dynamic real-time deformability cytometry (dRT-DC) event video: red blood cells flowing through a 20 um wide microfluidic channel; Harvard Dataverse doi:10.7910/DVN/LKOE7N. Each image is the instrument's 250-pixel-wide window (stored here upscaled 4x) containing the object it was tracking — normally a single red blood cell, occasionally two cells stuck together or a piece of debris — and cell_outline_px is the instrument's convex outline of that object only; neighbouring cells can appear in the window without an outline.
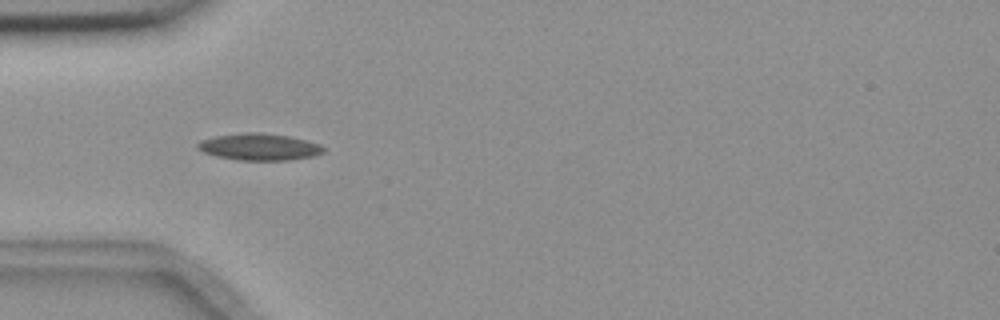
{"species": "common noctule bat (a hibernating species)", "species_latin": "Nyctalus noctula", "temperature_condition": "room temperature", "stored_images_in_passage": 9, "camera_frame_rate_fps": 3000, "um_per_image_px": 0.085, "animal": {"sex": "female", "body_mass_g": 18.4}, "frame": {"image": 1, "passage_image": 4, "time_ms": 4.333, "image_size_px": [1000, 320], "cell_outline_px": [[324, 152], [312, 156], [288, 160], [236, 160], [216, 156], [204, 152], [196, 148], [196, 144], [200, 140], [216, 136], [244, 132], [260, 132], [288, 136], [320, 144], [324, 148]], "centroid_in_image_um": [22.0, 12.48], "position_along_channel_um": 63.0, "area_um2": 19.59}}
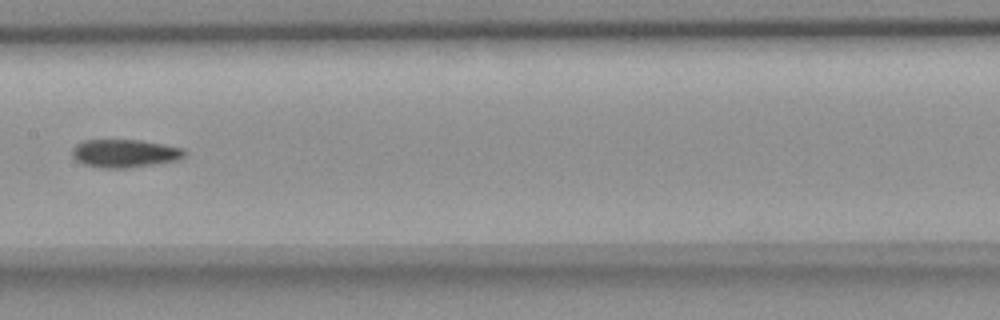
{"frame": {"image": 2, "passage_image": 7, "time_ms": 8.0, "image_size_px": [1000, 320], "cell_outline_px": [[188, 152], [180, 160], [132, 168], [100, 168], [84, 164], [76, 160], [72, 156], [72, 148], [76, 144], [84, 140], [140, 140], [164, 144], [184, 148]], "centroid_in_image_um": [10.64, 13.04], "position_along_channel_um": 196.8, "area_um2": 18.73}}
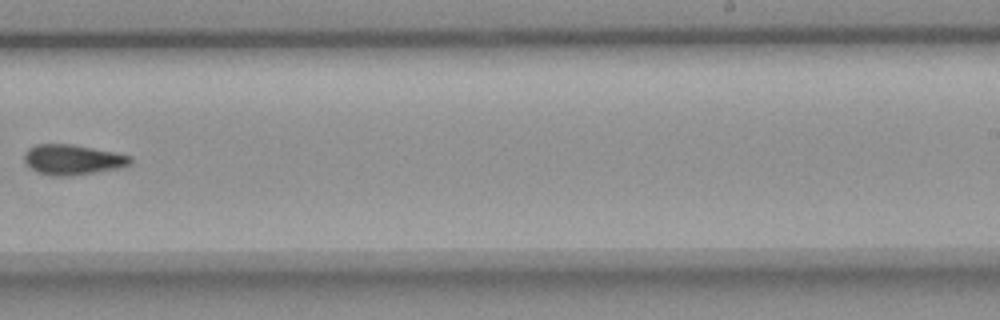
{"frame": {"image": 3, "passage_image": 9, "time_ms": 10.333, "image_size_px": [1000, 320], "cell_outline_px": [[132, 164], [120, 168], [72, 176], [52, 176], [36, 172], [24, 160], [24, 152], [28, 148], [36, 144], [72, 144], [132, 156]], "centroid_in_image_um": [6.17, 13.58], "position_along_channel_um": 282.8, "area_um2": 18.73}}